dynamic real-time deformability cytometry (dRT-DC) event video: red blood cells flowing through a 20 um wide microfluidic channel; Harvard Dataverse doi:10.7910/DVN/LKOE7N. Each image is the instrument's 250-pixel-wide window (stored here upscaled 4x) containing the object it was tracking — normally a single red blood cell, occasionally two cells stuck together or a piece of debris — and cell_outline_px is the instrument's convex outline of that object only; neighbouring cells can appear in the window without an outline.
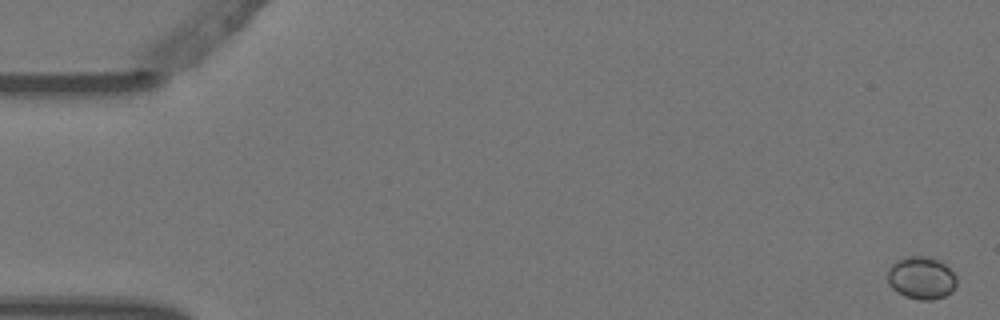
{"species": "Egyptian fruit bat (a non-hibernating species)", "species_latin": "Rousettus aegyptiacus", "temperature_condition": "warm", "stored_images_in_passage": 6, "camera_frame_rate_fps": 3000, "um_per_image_px": 0.085, "animal": {"sex": "female"}, "frame": {"image": 1, "passage_image": 1, "time_ms": 0.0, "image_size_px": [1000, 320], "cell_outline_px": [[956, 284], [952, 292], [944, 296], [932, 300], [920, 300], [904, 296], [892, 288], [888, 284], [888, 268], [896, 260], [904, 256], [928, 256], [940, 260], [956, 276]], "centroid_in_image_um": [78.3, 23.61], "position_along_channel_um": 6.7, "area_um2": 17.28}}
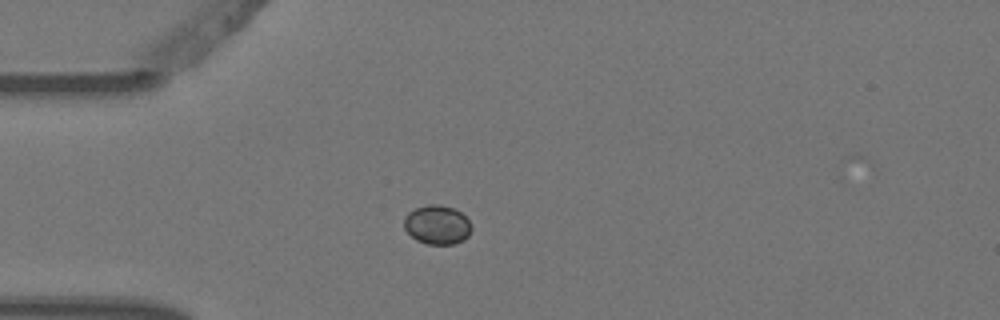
{"frame": {"image": 2, "passage_image": 5, "time_ms": 1.333, "image_size_px": [1000, 320], "cell_outline_px": [[472, 228], [468, 236], [464, 240], [456, 244], [428, 244], [416, 240], [404, 228], [404, 216], [408, 212], [416, 208], [432, 204], [440, 204], [452, 208], [460, 212], [472, 224]], "centroid_in_image_um": [37.17, 19.11], "position_along_channel_um": 47.8, "area_um2": 15.37}}